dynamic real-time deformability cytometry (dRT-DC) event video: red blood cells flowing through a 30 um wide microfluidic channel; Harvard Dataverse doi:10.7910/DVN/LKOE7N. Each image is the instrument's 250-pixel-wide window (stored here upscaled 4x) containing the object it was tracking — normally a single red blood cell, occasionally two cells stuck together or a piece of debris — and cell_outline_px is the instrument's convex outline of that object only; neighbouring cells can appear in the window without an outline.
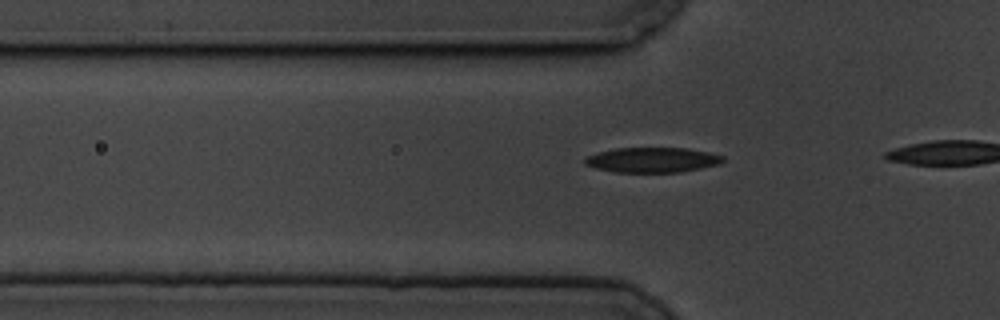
{"species": "common noctule bat (a hibernating species)", "species_latin": "Nyctalus noctula", "temperature_condition": "cold", "stored_images_in_passage": 12, "camera_frame_rate_fps": 3000, "um_per_image_px": 0.085, "animal": {"sex": "male", "body_mass_g": 19.5, "forearm_length_mm": 54.6}, "frame": {"image": 1, "passage_image": 6, "time_ms": 1.667, "image_size_px": [1000, 320], "cell_outline_px": [[724, 160], [720, 164], [680, 172], [616, 172], [596, 168], [584, 164], [584, 160], [588, 156], [600, 152], [616, 148], [684, 148], [708, 152], [724, 156]], "centroid_in_image_um": [55.47, 13.59], "position_along_channel_um": 70.3, "area_um2": 19.94}}
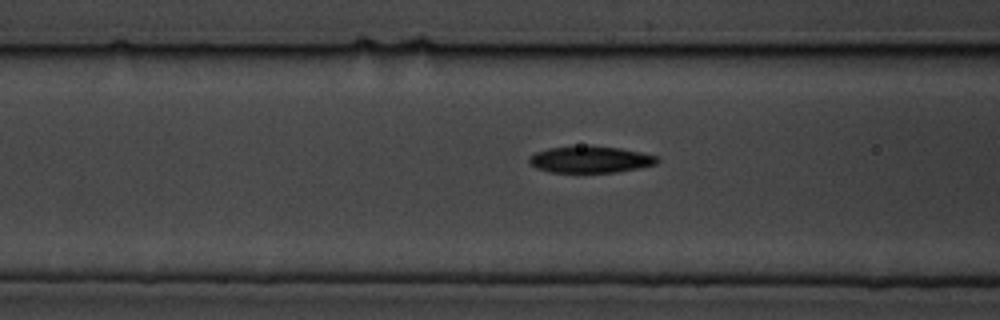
{"frame": {"image": 2, "passage_image": 10, "time_ms": 3.0, "image_size_px": [1000, 320], "cell_outline_px": [[660, 160], [656, 164], [616, 172], [552, 172], [536, 168], [528, 164], [528, 156], [536, 152], [548, 148], [588, 144], [620, 148], [640, 152], [656, 156]], "centroid_in_image_um": [50.12, 13.53], "position_along_channel_um": 116.5, "area_um2": 20.11}}